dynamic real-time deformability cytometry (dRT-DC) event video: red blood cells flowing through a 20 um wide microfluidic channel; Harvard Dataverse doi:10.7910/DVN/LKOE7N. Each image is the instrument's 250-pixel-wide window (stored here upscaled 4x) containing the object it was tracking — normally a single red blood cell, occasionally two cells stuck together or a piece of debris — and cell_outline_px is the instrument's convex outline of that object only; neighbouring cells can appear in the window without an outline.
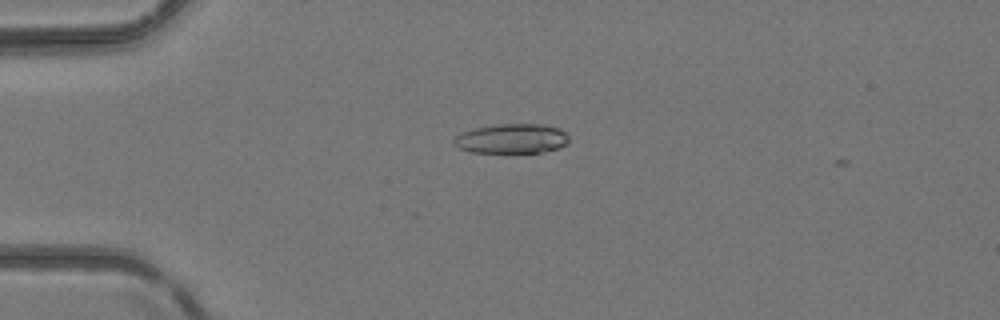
{"species": "common noctule bat (a hibernating species)", "species_latin": "Nyctalus noctula", "temperature_condition": "room temperature", "stored_images_in_passage": 2, "camera_frame_rate_fps": 3000, "um_per_image_px": 0.085, "animal": {"sex": "female", "body_mass_g": 24.6, "forearm_length_mm": 56.2}, "frame": {"image": 1, "passage_image": 1, "time_ms": 0.0, "image_size_px": [1000, 320], "cell_outline_px": [[568, 144], [560, 148], [540, 152], [472, 152], [460, 148], [452, 144], [452, 140], [460, 132], [472, 128], [500, 124], [544, 124], [560, 128], [568, 136]], "centroid_in_image_um": [43.49, 11.77], "position_along_channel_um": 41.5, "area_um2": 20.0}}